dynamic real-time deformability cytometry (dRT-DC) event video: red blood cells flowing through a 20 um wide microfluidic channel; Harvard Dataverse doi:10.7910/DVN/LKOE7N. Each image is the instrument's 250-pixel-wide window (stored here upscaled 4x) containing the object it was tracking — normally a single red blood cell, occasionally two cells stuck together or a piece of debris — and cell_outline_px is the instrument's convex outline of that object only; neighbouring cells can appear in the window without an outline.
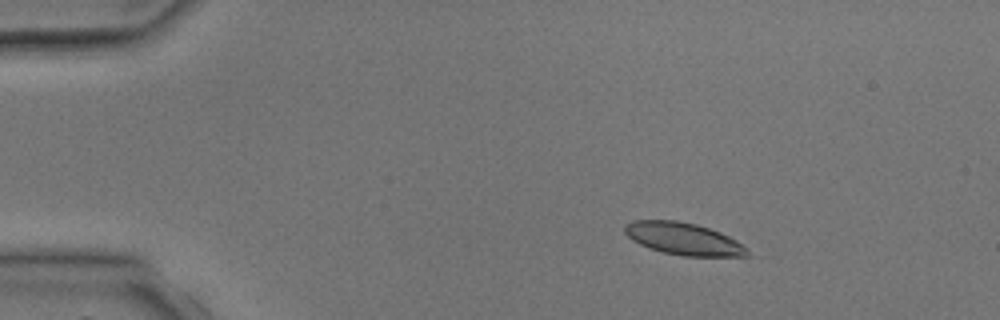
{"species": "common noctule bat (a hibernating species)", "species_latin": "Nyctalus noctula", "temperature_condition": "room temperature", "stored_images_in_passage": 3, "camera_frame_rate_fps": 3000, "um_per_image_px": 0.085, "animal": {"sex": "male", "body_mass_g": 17.9, "forearm_length_mm": 54.2}, "frame": {"image": 1, "passage_image": 2, "time_ms": 1.333, "image_size_px": [1000, 320], "cell_outline_px": [[752, 252], [748, 256], [680, 256], [660, 252], [648, 248], [632, 240], [624, 232], [624, 224], [632, 220], [676, 220], [696, 224], [720, 232], [736, 240]], "centroid_in_image_um": [58.07, 20.3], "position_along_channel_um": 26.9, "area_um2": 23.24}}